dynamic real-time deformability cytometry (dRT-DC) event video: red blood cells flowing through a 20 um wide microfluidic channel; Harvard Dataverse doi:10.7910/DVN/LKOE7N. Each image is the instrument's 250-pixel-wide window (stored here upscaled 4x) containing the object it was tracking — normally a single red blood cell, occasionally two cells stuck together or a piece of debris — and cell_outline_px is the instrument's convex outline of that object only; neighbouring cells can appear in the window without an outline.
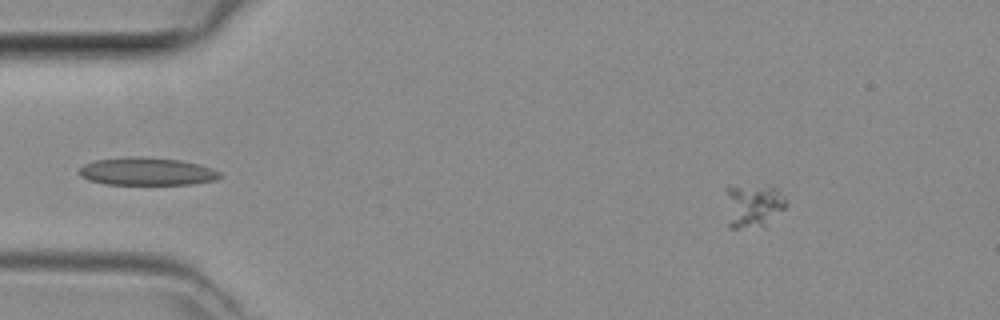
{"species": "common noctule bat (a hibernating species)", "species_latin": "Nyctalus noctula", "temperature_condition": "room temperature", "stored_images_in_passage": 4, "camera_frame_rate_fps": 3000, "um_per_image_px": 0.085, "animal": {"sex": "female", "body_mass_g": 29.2, "forearm_length_mm": 56.3}, "frame": {"image": 1, "passage_image": 2, "time_ms": 0.333, "image_size_px": [1000, 320], "cell_outline_px": [[788, 204], [768, 228], [728, 228], [724, 188], [728, 184], [776, 188], [784, 196]], "centroid_in_image_um": [63.99, 17.51], "position_along_channel_um": 21.0, "area_um2": 16.36}}